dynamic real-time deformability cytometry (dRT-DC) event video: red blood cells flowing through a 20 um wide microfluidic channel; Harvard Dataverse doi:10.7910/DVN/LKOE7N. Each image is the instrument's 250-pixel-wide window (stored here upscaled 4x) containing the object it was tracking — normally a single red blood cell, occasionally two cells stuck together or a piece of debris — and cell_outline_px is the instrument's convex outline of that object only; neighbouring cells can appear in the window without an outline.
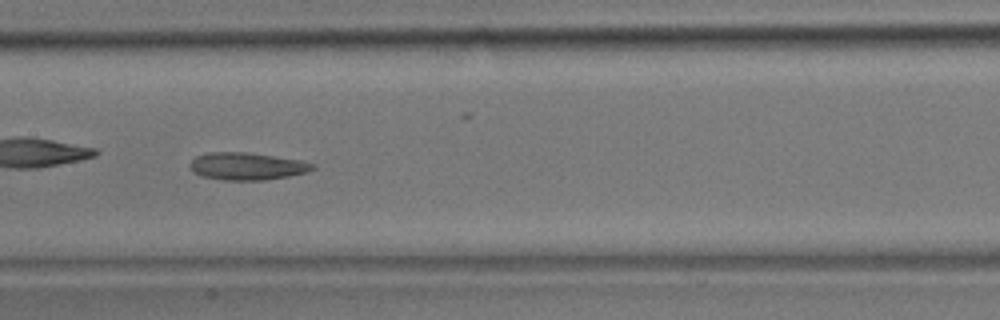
{"species": "common noctule bat (a hibernating species)", "species_latin": "Nyctalus noctula", "temperature_condition": "room temperature", "stored_images_in_passage": 36, "camera_frame_rate_fps": 3000, "um_per_image_px": 0.085, "animal": {"sex": "male", "body_mass_g": 17.9}, "frame": {"image": 1, "passage_image": 11, "time_ms": 3.333, "image_size_px": [1000, 320], "cell_outline_px": [[316, 168], [308, 172], [288, 176], [264, 180], [224, 180], [200, 176], [192, 172], [188, 164], [196, 156], [212, 152], [244, 152], [304, 160], [316, 164]], "centroid_in_image_um": [21.01, 14.13], "position_along_channel_um": 186.4, "area_um2": 19.77}}